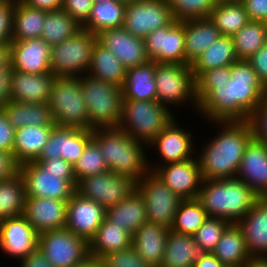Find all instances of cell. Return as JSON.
<instances>
[{"label":"cell","mask_w":267,"mask_h":267,"mask_svg":"<svg viewBox=\"0 0 267 267\" xmlns=\"http://www.w3.org/2000/svg\"><path fill=\"white\" fill-rule=\"evenodd\" d=\"M238 60L232 36H221L191 65L192 73L196 80L204 71L230 66Z\"/></svg>","instance_id":"cell-38"},{"label":"cell","mask_w":267,"mask_h":267,"mask_svg":"<svg viewBox=\"0 0 267 267\" xmlns=\"http://www.w3.org/2000/svg\"><path fill=\"white\" fill-rule=\"evenodd\" d=\"M48 105L56 126L89 129L78 76H55Z\"/></svg>","instance_id":"cell-7"},{"label":"cell","mask_w":267,"mask_h":267,"mask_svg":"<svg viewBox=\"0 0 267 267\" xmlns=\"http://www.w3.org/2000/svg\"><path fill=\"white\" fill-rule=\"evenodd\" d=\"M249 20L267 23V0H242Z\"/></svg>","instance_id":"cell-56"},{"label":"cell","mask_w":267,"mask_h":267,"mask_svg":"<svg viewBox=\"0 0 267 267\" xmlns=\"http://www.w3.org/2000/svg\"><path fill=\"white\" fill-rule=\"evenodd\" d=\"M18 264L19 267H53L39 247L20 259Z\"/></svg>","instance_id":"cell-59"},{"label":"cell","mask_w":267,"mask_h":267,"mask_svg":"<svg viewBox=\"0 0 267 267\" xmlns=\"http://www.w3.org/2000/svg\"><path fill=\"white\" fill-rule=\"evenodd\" d=\"M9 123L15 128L28 125L56 126L48 103H23L8 101L3 107Z\"/></svg>","instance_id":"cell-35"},{"label":"cell","mask_w":267,"mask_h":267,"mask_svg":"<svg viewBox=\"0 0 267 267\" xmlns=\"http://www.w3.org/2000/svg\"><path fill=\"white\" fill-rule=\"evenodd\" d=\"M14 3L0 5V42H11Z\"/></svg>","instance_id":"cell-55"},{"label":"cell","mask_w":267,"mask_h":267,"mask_svg":"<svg viewBox=\"0 0 267 267\" xmlns=\"http://www.w3.org/2000/svg\"><path fill=\"white\" fill-rule=\"evenodd\" d=\"M230 224L222 218L208 217L192 236L197 244L211 253Z\"/></svg>","instance_id":"cell-48"},{"label":"cell","mask_w":267,"mask_h":267,"mask_svg":"<svg viewBox=\"0 0 267 267\" xmlns=\"http://www.w3.org/2000/svg\"><path fill=\"white\" fill-rule=\"evenodd\" d=\"M153 173L182 200L198 197L203 179L197 156L182 162L160 165Z\"/></svg>","instance_id":"cell-18"},{"label":"cell","mask_w":267,"mask_h":267,"mask_svg":"<svg viewBox=\"0 0 267 267\" xmlns=\"http://www.w3.org/2000/svg\"><path fill=\"white\" fill-rule=\"evenodd\" d=\"M89 256L102 258L103 256L127 249L132 246V234L114 224L106 216L90 240Z\"/></svg>","instance_id":"cell-32"},{"label":"cell","mask_w":267,"mask_h":267,"mask_svg":"<svg viewBox=\"0 0 267 267\" xmlns=\"http://www.w3.org/2000/svg\"><path fill=\"white\" fill-rule=\"evenodd\" d=\"M267 89V43L247 60Z\"/></svg>","instance_id":"cell-54"},{"label":"cell","mask_w":267,"mask_h":267,"mask_svg":"<svg viewBox=\"0 0 267 267\" xmlns=\"http://www.w3.org/2000/svg\"><path fill=\"white\" fill-rule=\"evenodd\" d=\"M10 47L13 70L31 74L52 73L51 46L44 39L11 41Z\"/></svg>","instance_id":"cell-22"},{"label":"cell","mask_w":267,"mask_h":267,"mask_svg":"<svg viewBox=\"0 0 267 267\" xmlns=\"http://www.w3.org/2000/svg\"><path fill=\"white\" fill-rule=\"evenodd\" d=\"M46 13V11L28 7L20 0H15L11 41L41 38Z\"/></svg>","instance_id":"cell-36"},{"label":"cell","mask_w":267,"mask_h":267,"mask_svg":"<svg viewBox=\"0 0 267 267\" xmlns=\"http://www.w3.org/2000/svg\"><path fill=\"white\" fill-rule=\"evenodd\" d=\"M79 81L88 112L89 130L116 128L121 120L122 87L88 74L79 76Z\"/></svg>","instance_id":"cell-5"},{"label":"cell","mask_w":267,"mask_h":267,"mask_svg":"<svg viewBox=\"0 0 267 267\" xmlns=\"http://www.w3.org/2000/svg\"><path fill=\"white\" fill-rule=\"evenodd\" d=\"M243 267H267V257L251 256Z\"/></svg>","instance_id":"cell-63"},{"label":"cell","mask_w":267,"mask_h":267,"mask_svg":"<svg viewBox=\"0 0 267 267\" xmlns=\"http://www.w3.org/2000/svg\"><path fill=\"white\" fill-rule=\"evenodd\" d=\"M249 123L252 126L254 138L267 145V97L261 101L251 114Z\"/></svg>","instance_id":"cell-50"},{"label":"cell","mask_w":267,"mask_h":267,"mask_svg":"<svg viewBox=\"0 0 267 267\" xmlns=\"http://www.w3.org/2000/svg\"><path fill=\"white\" fill-rule=\"evenodd\" d=\"M92 139L99 145L109 171L129 176L136 182L150 171L147 146L124 130L118 127L94 129Z\"/></svg>","instance_id":"cell-3"},{"label":"cell","mask_w":267,"mask_h":267,"mask_svg":"<svg viewBox=\"0 0 267 267\" xmlns=\"http://www.w3.org/2000/svg\"><path fill=\"white\" fill-rule=\"evenodd\" d=\"M169 228L145 222L132 234V248L153 267H160L164 259Z\"/></svg>","instance_id":"cell-27"},{"label":"cell","mask_w":267,"mask_h":267,"mask_svg":"<svg viewBox=\"0 0 267 267\" xmlns=\"http://www.w3.org/2000/svg\"><path fill=\"white\" fill-rule=\"evenodd\" d=\"M126 6V3L118 0L94 2L82 29L97 35L104 30L123 27Z\"/></svg>","instance_id":"cell-37"},{"label":"cell","mask_w":267,"mask_h":267,"mask_svg":"<svg viewBox=\"0 0 267 267\" xmlns=\"http://www.w3.org/2000/svg\"><path fill=\"white\" fill-rule=\"evenodd\" d=\"M217 134L197 150L203 180L237 176L245 148L254 138L249 121H208ZM217 127V128H216ZM209 142V143H208Z\"/></svg>","instance_id":"cell-2"},{"label":"cell","mask_w":267,"mask_h":267,"mask_svg":"<svg viewBox=\"0 0 267 267\" xmlns=\"http://www.w3.org/2000/svg\"><path fill=\"white\" fill-rule=\"evenodd\" d=\"M87 74L93 78L122 87L126 68L110 50L97 42L93 48Z\"/></svg>","instance_id":"cell-39"},{"label":"cell","mask_w":267,"mask_h":267,"mask_svg":"<svg viewBox=\"0 0 267 267\" xmlns=\"http://www.w3.org/2000/svg\"><path fill=\"white\" fill-rule=\"evenodd\" d=\"M193 267H226L216 256L207 252L204 256L199 258Z\"/></svg>","instance_id":"cell-61"},{"label":"cell","mask_w":267,"mask_h":267,"mask_svg":"<svg viewBox=\"0 0 267 267\" xmlns=\"http://www.w3.org/2000/svg\"><path fill=\"white\" fill-rule=\"evenodd\" d=\"M185 28V60L192 65L222 35L210 18L187 19Z\"/></svg>","instance_id":"cell-28"},{"label":"cell","mask_w":267,"mask_h":267,"mask_svg":"<svg viewBox=\"0 0 267 267\" xmlns=\"http://www.w3.org/2000/svg\"><path fill=\"white\" fill-rule=\"evenodd\" d=\"M74 267H103V263L100 258L88 256L84 261Z\"/></svg>","instance_id":"cell-64"},{"label":"cell","mask_w":267,"mask_h":267,"mask_svg":"<svg viewBox=\"0 0 267 267\" xmlns=\"http://www.w3.org/2000/svg\"><path fill=\"white\" fill-rule=\"evenodd\" d=\"M97 35L80 30L76 35L51 46V72L55 76H81L88 73Z\"/></svg>","instance_id":"cell-9"},{"label":"cell","mask_w":267,"mask_h":267,"mask_svg":"<svg viewBox=\"0 0 267 267\" xmlns=\"http://www.w3.org/2000/svg\"><path fill=\"white\" fill-rule=\"evenodd\" d=\"M176 116L148 145L147 149L156 150L159 161L154 163L148 160L150 171H154L160 165L182 162L196 157V143L194 133L185 129ZM184 128V129H183ZM195 153V154H194ZM162 163H161V162Z\"/></svg>","instance_id":"cell-12"},{"label":"cell","mask_w":267,"mask_h":267,"mask_svg":"<svg viewBox=\"0 0 267 267\" xmlns=\"http://www.w3.org/2000/svg\"><path fill=\"white\" fill-rule=\"evenodd\" d=\"M232 39L237 58L247 61L267 43V23L250 20Z\"/></svg>","instance_id":"cell-43"},{"label":"cell","mask_w":267,"mask_h":267,"mask_svg":"<svg viewBox=\"0 0 267 267\" xmlns=\"http://www.w3.org/2000/svg\"><path fill=\"white\" fill-rule=\"evenodd\" d=\"M91 140L92 130L55 126L49 141L35 162H40L42 159L63 158L74 166Z\"/></svg>","instance_id":"cell-17"},{"label":"cell","mask_w":267,"mask_h":267,"mask_svg":"<svg viewBox=\"0 0 267 267\" xmlns=\"http://www.w3.org/2000/svg\"><path fill=\"white\" fill-rule=\"evenodd\" d=\"M136 190V181L111 171L84 177L76 185V192L92 199L105 209L125 200Z\"/></svg>","instance_id":"cell-13"},{"label":"cell","mask_w":267,"mask_h":267,"mask_svg":"<svg viewBox=\"0 0 267 267\" xmlns=\"http://www.w3.org/2000/svg\"><path fill=\"white\" fill-rule=\"evenodd\" d=\"M136 190L144 200L147 222L171 229L182 199L152 171L136 182Z\"/></svg>","instance_id":"cell-10"},{"label":"cell","mask_w":267,"mask_h":267,"mask_svg":"<svg viewBox=\"0 0 267 267\" xmlns=\"http://www.w3.org/2000/svg\"><path fill=\"white\" fill-rule=\"evenodd\" d=\"M97 42L110 50L126 69L149 61L144 39L133 36L123 27L100 32L97 34Z\"/></svg>","instance_id":"cell-21"},{"label":"cell","mask_w":267,"mask_h":267,"mask_svg":"<svg viewBox=\"0 0 267 267\" xmlns=\"http://www.w3.org/2000/svg\"><path fill=\"white\" fill-rule=\"evenodd\" d=\"M231 79V65L204 71L196 80L198 105L217 87L226 86Z\"/></svg>","instance_id":"cell-47"},{"label":"cell","mask_w":267,"mask_h":267,"mask_svg":"<svg viewBox=\"0 0 267 267\" xmlns=\"http://www.w3.org/2000/svg\"><path fill=\"white\" fill-rule=\"evenodd\" d=\"M172 16L177 21L209 18L217 0H167Z\"/></svg>","instance_id":"cell-46"},{"label":"cell","mask_w":267,"mask_h":267,"mask_svg":"<svg viewBox=\"0 0 267 267\" xmlns=\"http://www.w3.org/2000/svg\"><path fill=\"white\" fill-rule=\"evenodd\" d=\"M208 217V214L197 198L182 200L170 230L193 235Z\"/></svg>","instance_id":"cell-44"},{"label":"cell","mask_w":267,"mask_h":267,"mask_svg":"<svg viewBox=\"0 0 267 267\" xmlns=\"http://www.w3.org/2000/svg\"><path fill=\"white\" fill-rule=\"evenodd\" d=\"M15 0H0V5H5L7 3H14Z\"/></svg>","instance_id":"cell-65"},{"label":"cell","mask_w":267,"mask_h":267,"mask_svg":"<svg viewBox=\"0 0 267 267\" xmlns=\"http://www.w3.org/2000/svg\"><path fill=\"white\" fill-rule=\"evenodd\" d=\"M174 20L167 0H137L127 3L123 28L144 39Z\"/></svg>","instance_id":"cell-14"},{"label":"cell","mask_w":267,"mask_h":267,"mask_svg":"<svg viewBox=\"0 0 267 267\" xmlns=\"http://www.w3.org/2000/svg\"><path fill=\"white\" fill-rule=\"evenodd\" d=\"M80 30L82 25L64 10L51 11L46 13L41 38L53 46L73 37Z\"/></svg>","instance_id":"cell-42"},{"label":"cell","mask_w":267,"mask_h":267,"mask_svg":"<svg viewBox=\"0 0 267 267\" xmlns=\"http://www.w3.org/2000/svg\"><path fill=\"white\" fill-rule=\"evenodd\" d=\"M154 78L157 101L160 104L167 106L174 113L177 105L180 107L187 103L197 113L196 84L191 65L156 63Z\"/></svg>","instance_id":"cell-8"},{"label":"cell","mask_w":267,"mask_h":267,"mask_svg":"<svg viewBox=\"0 0 267 267\" xmlns=\"http://www.w3.org/2000/svg\"><path fill=\"white\" fill-rule=\"evenodd\" d=\"M38 235L23 215L2 220L0 250L19 261L38 247Z\"/></svg>","instance_id":"cell-20"},{"label":"cell","mask_w":267,"mask_h":267,"mask_svg":"<svg viewBox=\"0 0 267 267\" xmlns=\"http://www.w3.org/2000/svg\"><path fill=\"white\" fill-rule=\"evenodd\" d=\"M103 267H153L131 247L109 253L101 258Z\"/></svg>","instance_id":"cell-49"},{"label":"cell","mask_w":267,"mask_h":267,"mask_svg":"<svg viewBox=\"0 0 267 267\" xmlns=\"http://www.w3.org/2000/svg\"><path fill=\"white\" fill-rule=\"evenodd\" d=\"M107 1H110V0H93V2H107Z\"/></svg>","instance_id":"cell-68"},{"label":"cell","mask_w":267,"mask_h":267,"mask_svg":"<svg viewBox=\"0 0 267 267\" xmlns=\"http://www.w3.org/2000/svg\"><path fill=\"white\" fill-rule=\"evenodd\" d=\"M10 42H0V67L8 66L11 63Z\"/></svg>","instance_id":"cell-62"},{"label":"cell","mask_w":267,"mask_h":267,"mask_svg":"<svg viewBox=\"0 0 267 267\" xmlns=\"http://www.w3.org/2000/svg\"><path fill=\"white\" fill-rule=\"evenodd\" d=\"M13 69L11 63L8 66L0 67V109L10 100V89Z\"/></svg>","instance_id":"cell-57"},{"label":"cell","mask_w":267,"mask_h":267,"mask_svg":"<svg viewBox=\"0 0 267 267\" xmlns=\"http://www.w3.org/2000/svg\"><path fill=\"white\" fill-rule=\"evenodd\" d=\"M108 166L101 154L99 145L92 139L85 147L83 154L73 166L76 181L87 176L108 172Z\"/></svg>","instance_id":"cell-45"},{"label":"cell","mask_w":267,"mask_h":267,"mask_svg":"<svg viewBox=\"0 0 267 267\" xmlns=\"http://www.w3.org/2000/svg\"><path fill=\"white\" fill-rule=\"evenodd\" d=\"M55 126L28 125L15 130L13 158L18 165L35 161Z\"/></svg>","instance_id":"cell-31"},{"label":"cell","mask_w":267,"mask_h":267,"mask_svg":"<svg viewBox=\"0 0 267 267\" xmlns=\"http://www.w3.org/2000/svg\"><path fill=\"white\" fill-rule=\"evenodd\" d=\"M15 128L9 123L3 109H0V151L13 155Z\"/></svg>","instance_id":"cell-53"},{"label":"cell","mask_w":267,"mask_h":267,"mask_svg":"<svg viewBox=\"0 0 267 267\" xmlns=\"http://www.w3.org/2000/svg\"><path fill=\"white\" fill-rule=\"evenodd\" d=\"M105 215L103 206L75 192L67 202L66 228L89 243Z\"/></svg>","instance_id":"cell-19"},{"label":"cell","mask_w":267,"mask_h":267,"mask_svg":"<svg viewBox=\"0 0 267 267\" xmlns=\"http://www.w3.org/2000/svg\"><path fill=\"white\" fill-rule=\"evenodd\" d=\"M209 18L222 36H233L250 21L241 2H220Z\"/></svg>","instance_id":"cell-41"},{"label":"cell","mask_w":267,"mask_h":267,"mask_svg":"<svg viewBox=\"0 0 267 267\" xmlns=\"http://www.w3.org/2000/svg\"><path fill=\"white\" fill-rule=\"evenodd\" d=\"M67 202L42 197H26L23 216L38 234L66 228Z\"/></svg>","instance_id":"cell-23"},{"label":"cell","mask_w":267,"mask_h":267,"mask_svg":"<svg viewBox=\"0 0 267 267\" xmlns=\"http://www.w3.org/2000/svg\"><path fill=\"white\" fill-rule=\"evenodd\" d=\"M54 77L53 73L31 74L13 70L10 101L48 103Z\"/></svg>","instance_id":"cell-25"},{"label":"cell","mask_w":267,"mask_h":267,"mask_svg":"<svg viewBox=\"0 0 267 267\" xmlns=\"http://www.w3.org/2000/svg\"><path fill=\"white\" fill-rule=\"evenodd\" d=\"M93 3V0H63L62 10L83 25L90 16Z\"/></svg>","instance_id":"cell-51"},{"label":"cell","mask_w":267,"mask_h":267,"mask_svg":"<svg viewBox=\"0 0 267 267\" xmlns=\"http://www.w3.org/2000/svg\"><path fill=\"white\" fill-rule=\"evenodd\" d=\"M145 51L151 61L160 64H188L185 60L184 21L173 20L144 38Z\"/></svg>","instance_id":"cell-15"},{"label":"cell","mask_w":267,"mask_h":267,"mask_svg":"<svg viewBox=\"0 0 267 267\" xmlns=\"http://www.w3.org/2000/svg\"><path fill=\"white\" fill-rule=\"evenodd\" d=\"M197 199L209 217L237 224L258 196L239 178L203 180Z\"/></svg>","instance_id":"cell-4"},{"label":"cell","mask_w":267,"mask_h":267,"mask_svg":"<svg viewBox=\"0 0 267 267\" xmlns=\"http://www.w3.org/2000/svg\"><path fill=\"white\" fill-rule=\"evenodd\" d=\"M156 62L147 63L126 69L125 80L122 85L123 99L135 101L157 100L155 81Z\"/></svg>","instance_id":"cell-30"},{"label":"cell","mask_w":267,"mask_h":267,"mask_svg":"<svg viewBox=\"0 0 267 267\" xmlns=\"http://www.w3.org/2000/svg\"><path fill=\"white\" fill-rule=\"evenodd\" d=\"M37 163L44 168L47 173L63 174V178L70 180L75 186L77 185L73 166L63 158L42 159Z\"/></svg>","instance_id":"cell-52"},{"label":"cell","mask_w":267,"mask_h":267,"mask_svg":"<svg viewBox=\"0 0 267 267\" xmlns=\"http://www.w3.org/2000/svg\"><path fill=\"white\" fill-rule=\"evenodd\" d=\"M211 253L226 267H243L251 257L246 247L242 229L234 223L225 229Z\"/></svg>","instance_id":"cell-33"},{"label":"cell","mask_w":267,"mask_h":267,"mask_svg":"<svg viewBox=\"0 0 267 267\" xmlns=\"http://www.w3.org/2000/svg\"><path fill=\"white\" fill-rule=\"evenodd\" d=\"M237 225L242 229L249 254L267 257V197H258Z\"/></svg>","instance_id":"cell-26"},{"label":"cell","mask_w":267,"mask_h":267,"mask_svg":"<svg viewBox=\"0 0 267 267\" xmlns=\"http://www.w3.org/2000/svg\"><path fill=\"white\" fill-rule=\"evenodd\" d=\"M237 178L258 197H267V145L253 138L243 154Z\"/></svg>","instance_id":"cell-24"},{"label":"cell","mask_w":267,"mask_h":267,"mask_svg":"<svg viewBox=\"0 0 267 267\" xmlns=\"http://www.w3.org/2000/svg\"><path fill=\"white\" fill-rule=\"evenodd\" d=\"M38 247L53 267H74L89 256V244L67 228L38 235Z\"/></svg>","instance_id":"cell-11"},{"label":"cell","mask_w":267,"mask_h":267,"mask_svg":"<svg viewBox=\"0 0 267 267\" xmlns=\"http://www.w3.org/2000/svg\"><path fill=\"white\" fill-rule=\"evenodd\" d=\"M19 173L25 182L26 197L68 201L76 192V186L63 178V174L47 173L35 161L19 165Z\"/></svg>","instance_id":"cell-16"},{"label":"cell","mask_w":267,"mask_h":267,"mask_svg":"<svg viewBox=\"0 0 267 267\" xmlns=\"http://www.w3.org/2000/svg\"><path fill=\"white\" fill-rule=\"evenodd\" d=\"M105 216L130 234L147 222L146 206L137 190L117 205L107 208Z\"/></svg>","instance_id":"cell-34"},{"label":"cell","mask_w":267,"mask_h":267,"mask_svg":"<svg viewBox=\"0 0 267 267\" xmlns=\"http://www.w3.org/2000/svg\"><path fill=\"white\" fill-rule=\"evenodd\" d=\"M26 6L46 12L62 9L63 0H20Z\"/></svg>","instance_id":"cell-60"},{"label":"cell","mask_w":267,"mask_h":267,"mask_svg":"<svg viewBox=\"0 0 267 267\" xmlns=\"http://www.w3.org/2000/svg\"><path fill=\"white\" fill-rule=\"evenodd\" d=\"M265 97L267 89L250 63L238 60L231 64L229 83L214 89L198 105L197 115L200 114L206 122L249 121L251 114Z\"/></svg>","instance_id":"cell-1"},{"label":"cell","mask_w":267,"mask_h":267,"mask_svg":"<svg viewBox=\"0 0 267 267\" xmlns=\"http://www.w3.org/2000/svg\"><path fill=\"white\" fill-rule=\"evenodd\" d=\"M19 172V165L15 162L13 155L0 151V181L9 179Z\"/></svg>","instance_id":"cell-58"},{"label":"cell","mask_w":267,"mask_h":267,"mask_svg":"<svg viewBox=\"0 0 267 267\" xmlns=\"http://www.w3.org/2000/svg\"><path fill=\"white\" fill-rule=\"evenodd\" d=\"M118 1H122V2H124V3H129V2H133V1H137V0H118Z\"/></svg>","instance_id":"cell-67"},{"label":"cell","mask_w":267,"mask_h":267,"mask_svg":"<svg viewBox=\"0 0 267 267\" xmlns=\"http://www.w3.org/2000/svg\"><path fill=\"white\" fill-rule=\"evenodd\" d=\"M167 106L157 100L123 99L118 128L146 146L175 118Z\"/></svg>","instance_id":"cell-6"},{"label":"cell","mask_w":267,"mask_h":267,"mask_svg":"<svg viewBox=\"0 0 267 267\" xmlns=\"http://www.w3.org/2000/svg\"><path fill=\"white\" fill-rule=\"evenodd\" d=\"M218 3L220 2H241L242 0H217Z\"/></svg>","instance_id":"cell-66"},{"label":"cell","mask_w":267,"mask_h":267,"mask_svg":"<svg viewBox=\"0 0 267 267\" xmlns=\"http://www.w3.org/2000/svg\"><path fill=\"white\" fill-rule=\"evenodd\" d=\"M25 199V182L19 172L0 181V221L23 215Z\"/></svg>","instance_id":"cell-40"},{"label":"cell","mask_w":267,"mask_h":267,"mask_svg":"<svg viewBox=\"0 0 267 267\" xmlns=\"http://www.w3.org/2000/svg\"><path fill=\"white\" fill-rule=\"evenodd\" d=\"M207 251L197 244L192 235L169 230L164 259L160 267H193Z\"/></svg>","instance_id":"cell-29"}]
</instances>
